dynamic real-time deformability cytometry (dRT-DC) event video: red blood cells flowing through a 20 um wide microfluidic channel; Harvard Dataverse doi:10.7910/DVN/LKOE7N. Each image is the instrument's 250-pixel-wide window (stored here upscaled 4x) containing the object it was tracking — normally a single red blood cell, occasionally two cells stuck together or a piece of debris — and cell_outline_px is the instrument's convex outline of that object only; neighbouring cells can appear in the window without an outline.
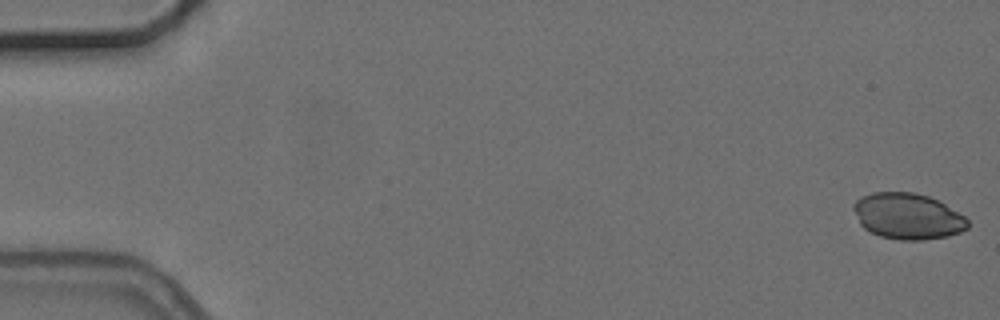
{"species": "common noctule bat (a hibernating species)", "species_latin": "Nyctalus noctula", "temperature_condition": "cold", "stored_images_in_passage": 8, "camera_frame_rate_fps": 3000, "um_per_image_px": 0.085, "animal": {"sex": "female", "body_mass_g": 24.6, "forearm_length_mm": 56.2}, "frame": {"image": 1, "passage_image": 1, "time_ms": 0.0, "image_size_px": [1000, 320], "cell_outline_px": [[968, 228], [960, 232], [948, 236], [924, 240], [900, 240], [880, 236], [864, 228], [860, 224], [852, 208], [852, 204], [860, 196], [872, 192], [912, 192], [928, 196], [944, 204], [964, 216], [968, 220]], "centroid_in_image_um": [77.12, 18.38], "position_along_channel_um": 7.9, "area_um2": 30.63}}
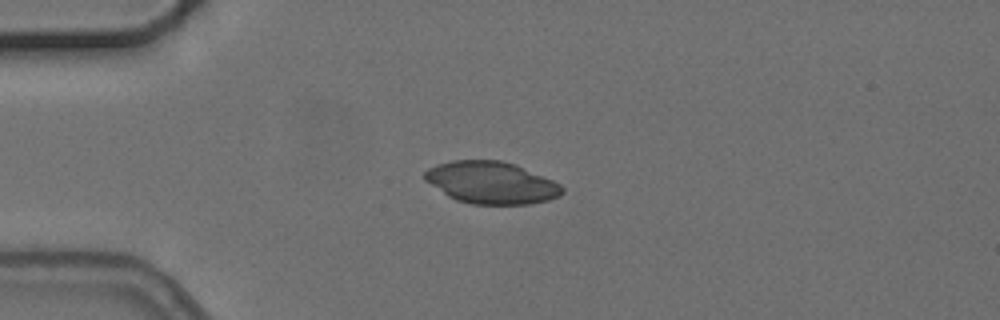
{"frame": {"image": 2, "passage_image": 4, "time_ms": 4.333, "image_size_px": [1000, 320], "cell_outline_px": [[564, 192], [560, 196], [548, 200], [528, 204], [472, 204], [456, 200], [448, 196], [424, 180], [424, 172], [428, 168], [436, 164], [452, 160], [500, 160], [516, 164], [552, 180], [560, 184], [564, 188]], "centroid_in_image_um": [41.75, 15.52], "position_along_channel_um": 43.2, "area_um2": 33.81}}
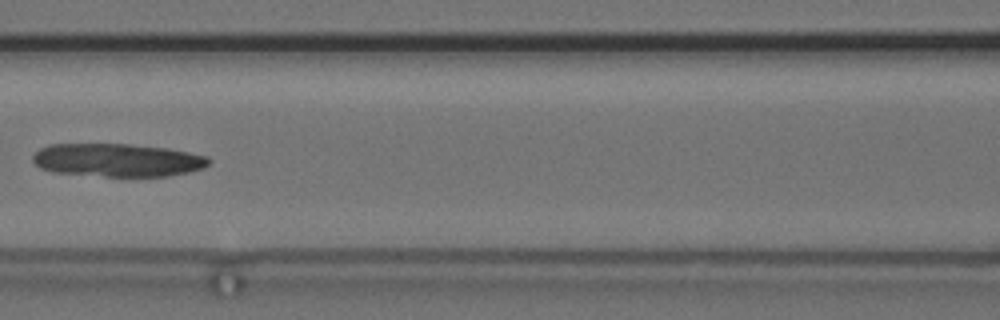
{"frame": {"image": 3, "passage_image": 7, "time_ms": 8.0, "image_size_px": [1000, 320], "cell_outline_px": [[212, 160], [204, 168], [188, 172], [168, 176], [104, 176], [52, 172], [40, 168], [32, 160], [32, 156], [40, 148], [48, 144], [128, 144], [168, 148], [208, 156]], "centroid_in_image_um": [9.98, 13.6], "position_along_channel_um": 156.6, "area_um2": 34.1}}